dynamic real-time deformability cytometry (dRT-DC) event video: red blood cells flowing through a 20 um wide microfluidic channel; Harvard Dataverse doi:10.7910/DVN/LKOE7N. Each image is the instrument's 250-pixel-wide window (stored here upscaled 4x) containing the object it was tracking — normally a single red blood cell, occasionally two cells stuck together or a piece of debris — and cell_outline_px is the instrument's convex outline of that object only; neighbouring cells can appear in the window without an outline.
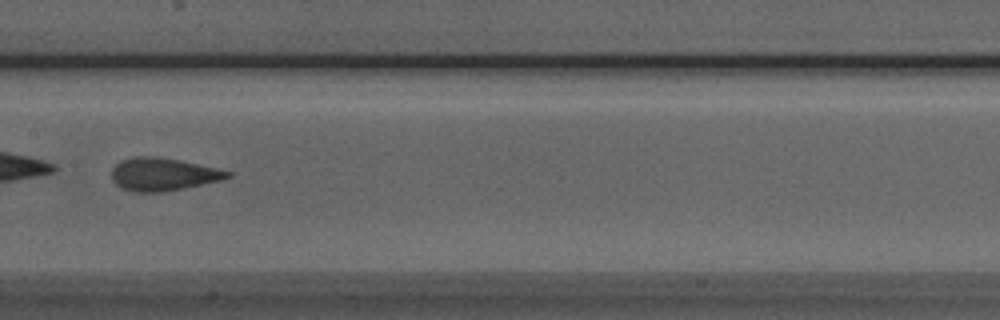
{"species": "Egyptian fruit bat (a non-hibernating species)", "species_latin": "Rousettus aegyptiacus", "temperature_condition": "room temperature", "stored_images_in_passage": 31, "camera_frame_rate_fps": 3000, "um_per_image_px": 0.085, "animal": {"sex": "male"}, "frame": {"image": 1, "passage_image": 10, "time_ms": 3.0, "image_size_px": [1000, 320], "cell_outline_px": [[232, 176], [220, 180], [184, 188], [160, 192], [132, 192], [120, 188], [112, 180], [112, 168], [116, 164], [124, 160], [136, 156], [156, 156], [216, 168], [232, 172]], "centroid_in_image_um": [13.82, 14.83], "position_along_channel_um": 193.6, "area_um2": 21.91}}